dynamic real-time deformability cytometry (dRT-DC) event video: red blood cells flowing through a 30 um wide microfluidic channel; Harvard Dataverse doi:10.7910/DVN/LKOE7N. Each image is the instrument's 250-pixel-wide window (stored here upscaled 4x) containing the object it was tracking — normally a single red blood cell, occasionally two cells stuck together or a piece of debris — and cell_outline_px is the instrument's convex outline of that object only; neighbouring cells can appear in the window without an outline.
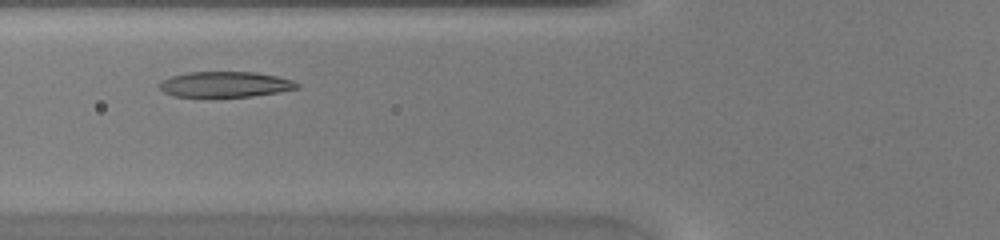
{"species": "common noctule bat (a hibernating species)", "species_latin": "Nyctalus noctula", "temperature_condition": "warm", "stored_images_in_passage": 29, "camera_frame_rate_fps": 3000, "um_per_image_px": 0.085, "animal": {"sex": "female", "body_mass_g": 20.0, "forearm_length_mm": 54.0}, "frame": {"image": 1, "passage_image": 7, "time_ms": 2.0, "image_size_px": [1000, 240], "cell_outline_px": [[300, 88], [252, 96], [172, 96], [164, 92], [160, 88], [160, 84], [164, 80], [172, 76], [188, 72], [256, 72], [276, 76], [292, 80], [300, 84]], "centroid_in_image_um": [19.17, 7.16], "position_along_channel_um": 106.6, "area_um2": 20.17}}
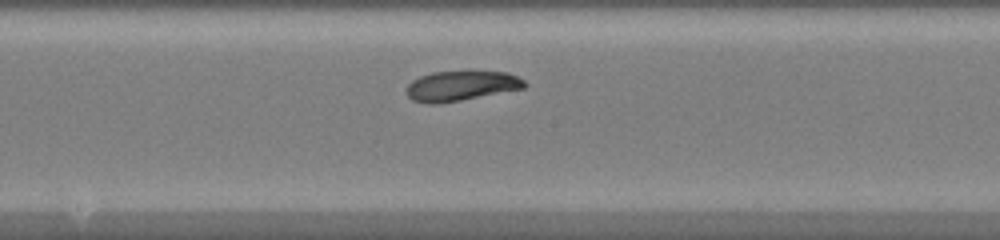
{"frame": {"image": 2, "passage_image": 14, "time_ms": 4.333, "image_size_px": [1000, 240], "cell_outline_px": [[528, 84], [524, 88], [460, 100], [436, 104], [428, 104], [412, 100], [404, 92], [404, 88], [412, 80], [420, 76], [432, 72], [468, 68], [508, 72], [524, 80]], "centroid_in_image_um": [39.18, 7.24], "position_along_channel_um": 209.0, "area_um2": 21.62}}
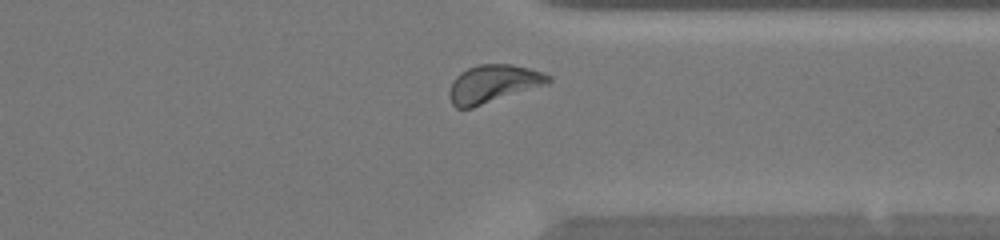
{"frame": {"image": 3, "passage_image": 25, "time_ms": 8.0, "image_size_px": [1000, 240], "cell_outline_px": [[552, 80], [548, 84], [472, 108], [456, 108], [452, 104], [448, 96], [448, 92], [452, 80], [460, 72], [468, 68], [480, 64], [512, 64], [544, 72], [552, 76]], "centroid_in_image_um": [41.92, 7.12], "position_along_channel_um": 369.5, "area_um2": 22.08}}